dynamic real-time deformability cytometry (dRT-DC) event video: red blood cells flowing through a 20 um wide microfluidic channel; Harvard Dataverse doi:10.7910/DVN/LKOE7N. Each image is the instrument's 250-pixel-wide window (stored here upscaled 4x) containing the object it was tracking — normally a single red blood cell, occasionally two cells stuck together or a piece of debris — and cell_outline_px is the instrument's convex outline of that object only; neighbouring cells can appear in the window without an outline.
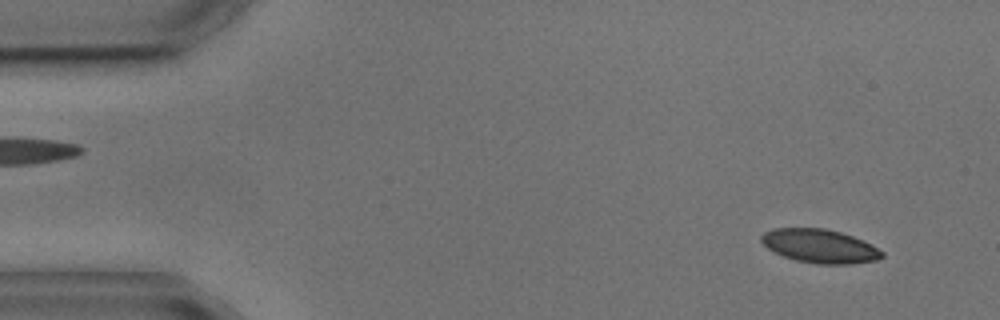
{"species": "common noctule bat (a hibernating species)", "species_latin": "Nyctalus noctula", "temperature_condition": "cold", "stored_images_in_passage": 4, "camera_frame_rate_fps": 3000, "um_per_image_px": 0.085, "animal": {"sex": "male", "body_mass_g": 17.9, "forearm_length_mm": 54.2}, "frame": {"image": 1, "passage_image": 1, "time_ms": 0.0, "image_size_px": [1000, 320], "cell_outline_px": [[884, 256], [876, 260], [852, 264], [816, 264], [796, 260], [784, 256], [768, 248], [760, 240], [760, 236], [764, 232], [772, 228], [824, 228], [840, 232], [852, 236], [872, 244], [884, 252]], "centroid_in_image_um": [69.69, 20.91], "position_along_channel_um": 15.3, "area_um2": 23.7}}